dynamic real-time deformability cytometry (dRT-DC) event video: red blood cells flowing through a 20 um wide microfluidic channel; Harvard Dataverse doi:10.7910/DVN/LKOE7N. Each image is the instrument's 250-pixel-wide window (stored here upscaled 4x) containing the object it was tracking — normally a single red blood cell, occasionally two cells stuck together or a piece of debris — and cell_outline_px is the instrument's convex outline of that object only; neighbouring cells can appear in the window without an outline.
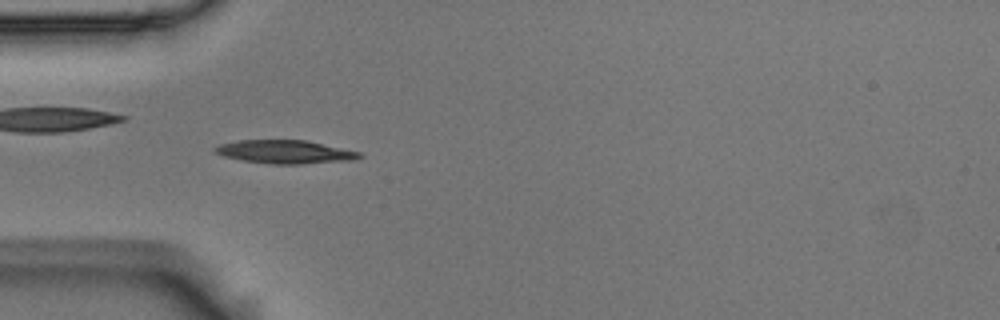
{"species": "Egyptian fruit bat (a non-hibernating species)", "species_latin": "Rousettus aegyptiacus", "temperature_condition": "room temperature", "stored_images_in_passage": 13, "camera_frame_rate_fps": 3000, "um_per_image_px": 0.085, "animal": {"sex": "male"}, "frame": {"image": 1, "passage_image": 3, "time_ms": 0.667, "image_size_px": [1000, 320], "cell_outline_px": [[364, 156], [352, 160], [300, 164], [272, 164], [244, 160], [224, 156], [212, 152], [212, 148], [220, 144], [240, 140], [304, 140], [360, 152]], "centroid_in_image_um": [24.19, 12.91], "position_along_channel_um": 60.8, "area_um2": 19.48}}
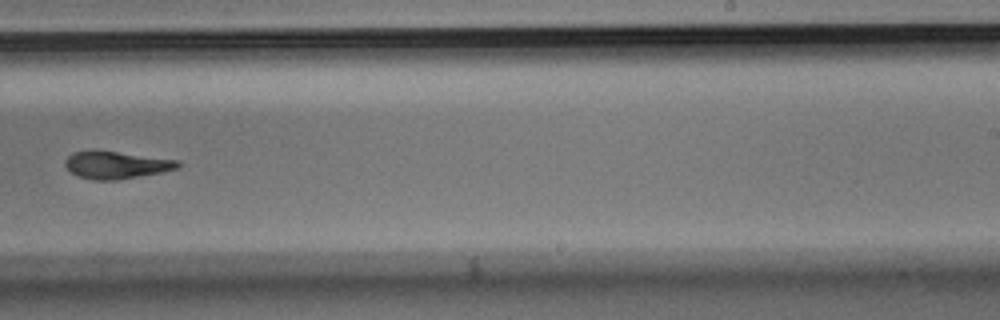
{"frame": {"image": 2, "passage_image": 8, "time_ms": 2.333, "image_size_px": [1000, 320], "cell_outline_px": [[180, 168], [160, 172], [116, 180], [92, 180], [76, 176], [64, 164], [64, 160], [72, 152], [116, 152], [180, 160]], "centroid_in_image_um": [9.89, 14.04], "position_along_channel_um": 279.1, "area_um2": 17.57}}
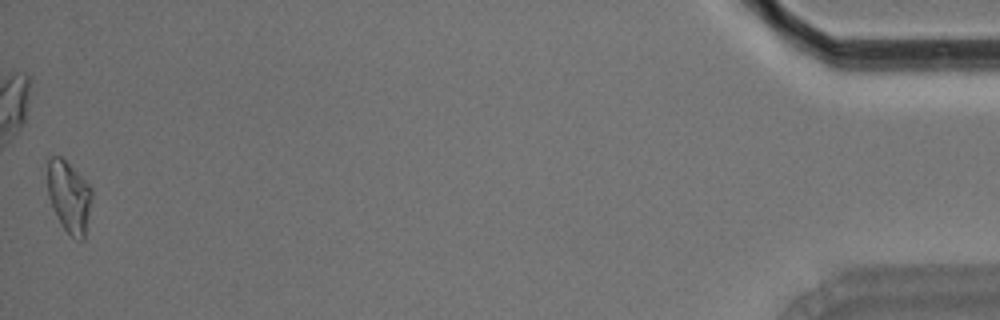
{"frame": {"image": 3, "passage_image": 13, "time_ms": 4.0, "image_size_px": [1000, 320], "cell_outline_px": [[92, 196], [84, 240], [80, 240], [72, 236], [60, 224], [48, 196], [48, 160], [52, 156], [60, 156], [92, 188]], "centroid_in_image_um": [5.87, 16.74], "position_along_channel_um": 429.3, "area_um2": 18.09}}